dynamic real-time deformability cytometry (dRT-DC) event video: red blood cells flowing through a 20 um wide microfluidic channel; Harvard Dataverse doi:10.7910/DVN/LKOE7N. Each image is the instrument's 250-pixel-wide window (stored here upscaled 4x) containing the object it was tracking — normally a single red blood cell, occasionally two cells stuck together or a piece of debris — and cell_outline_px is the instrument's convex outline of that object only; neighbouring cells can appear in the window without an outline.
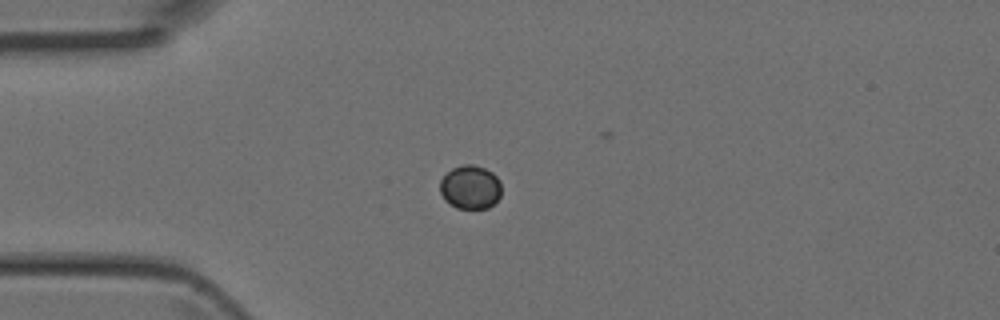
{"species": "Egyptian fruit bat (a non-hibernating species)", "species_latin": "Rousettus aegyptiacus", "temperature_condition": "room temperature", "stored_images_in_passage": 5, "camera_frame_rate_fps": 3000, "um_per_image_px": 0.085, "animal": {"sex": "female"}, "frame": {"image": 1, "passage_image": 4, "time_ms": 1.0, "image_size_px": [1000, 320], "cell_outline_px": [[500, 196], [488, 208], [456, 208], [444, 200], [440, 192], [440, 180], [452, 168], [464, 164], [472, 164], [484, 168], [492, 172], [500, 180]], "centroid_in_image_um": [39.96, 15.9], "position_along_channel_um": 45.0, "area_um2": 15.61}}